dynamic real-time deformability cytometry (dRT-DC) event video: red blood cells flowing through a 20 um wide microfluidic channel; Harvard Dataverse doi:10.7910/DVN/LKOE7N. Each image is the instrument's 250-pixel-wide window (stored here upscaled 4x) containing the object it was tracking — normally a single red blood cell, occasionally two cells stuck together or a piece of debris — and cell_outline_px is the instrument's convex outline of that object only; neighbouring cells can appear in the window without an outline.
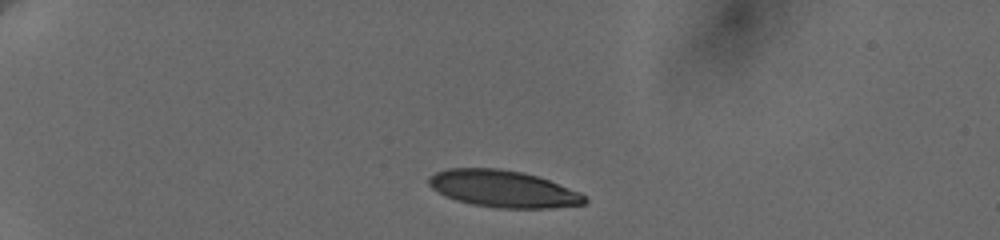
{"species": "human", "species_latin": "Homo sapiens", "temperature_condition": "cold", "stored_images_in_passage": 5, "camera_frame_rate_fps": 3000, "um_per_image_px": 0.085, "donor": {"sex": "female"}, "frame": {"image": 1, "passage_image": 1, "time_ms": 0.0, "image_size_px": [1000, 240], "cell_outline_px": [[588, 200], [584, 204], [552, 208], [500, 208], [472, 204], [456, 200], [432, 188], [428, 184], [428, 176], [436, 172], [448, 168], [500, 168], [520, 172], [536, 176], [548, 180], [580, 192]], "centroid_in_image_um": [42.76, 16.05], "position_along_channel_um": 42.2, "area_um2": 33.29}}
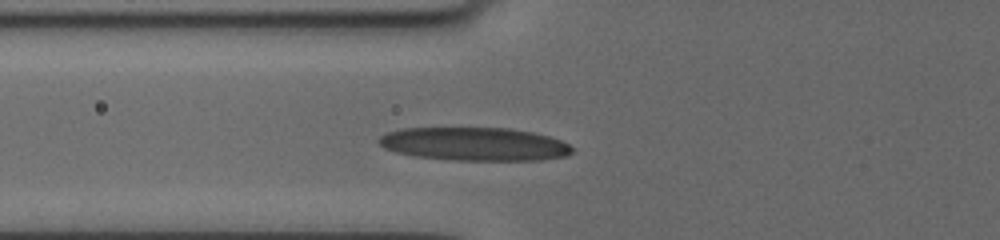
{"frame": {"image": 2, "passage_image": 5, "time_ms": 3.0, "image_size_px": [1000, 240], "cell_outline_px": [[572, 152], [568, 156], [544, 160], [452, 160], [412, 156], [396, 152], [384, 148], [376, 140], [380, 136], [388, 132], [400, 128], [508, 128], [532, 132], [548, 136], [560, 140], [568, 144], [572, 148]], "centroid_in_image_um": [40.31, 12.25], "position_along_channel_um": 85.5, "area_um2": 37.69}}